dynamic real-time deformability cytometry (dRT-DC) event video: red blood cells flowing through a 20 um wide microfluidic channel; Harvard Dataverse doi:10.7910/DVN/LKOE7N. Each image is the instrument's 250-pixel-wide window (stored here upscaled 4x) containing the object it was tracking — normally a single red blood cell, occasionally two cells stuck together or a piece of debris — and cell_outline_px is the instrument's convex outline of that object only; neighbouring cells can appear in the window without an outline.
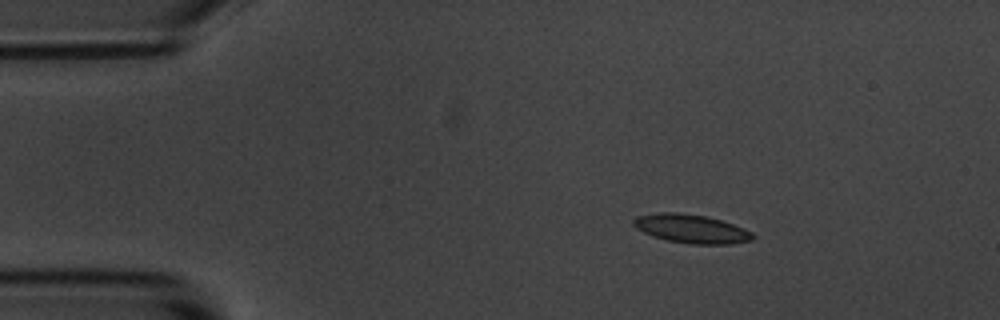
{"species": "common noctule bat (a hibernating species)", "species_latin": "Nyctalus noctula", "temperature_condition": "room temperature", "stored_images_in_passage": 5, "segment_of_instrument_passage": [1, 2], "camera_frame_rate_fps": 3000, "um_per_image_px": 0.085, "animal": {"sex": "male", "body_mass_g": 20.1, "forearm_length_mm": 53.5}, "frame": {"image": 1, "passage_image": 2, "time_ms": 1.333, "image_size_px": [1000, 320], "cell_outline_px": [[756, 236], [752, 240], [732, 244], [688, 244], [668, 240], [652, 236], [636, 228], [632, 224], [632, 220], [636, 216], [656, 212], [676, 212], [708, 216], [744, 228], [752, 232]], "centroid_in_image_um": [58.75, 19.44], "position_along_channel_um": 26.3, "area_um2": 20.11}}